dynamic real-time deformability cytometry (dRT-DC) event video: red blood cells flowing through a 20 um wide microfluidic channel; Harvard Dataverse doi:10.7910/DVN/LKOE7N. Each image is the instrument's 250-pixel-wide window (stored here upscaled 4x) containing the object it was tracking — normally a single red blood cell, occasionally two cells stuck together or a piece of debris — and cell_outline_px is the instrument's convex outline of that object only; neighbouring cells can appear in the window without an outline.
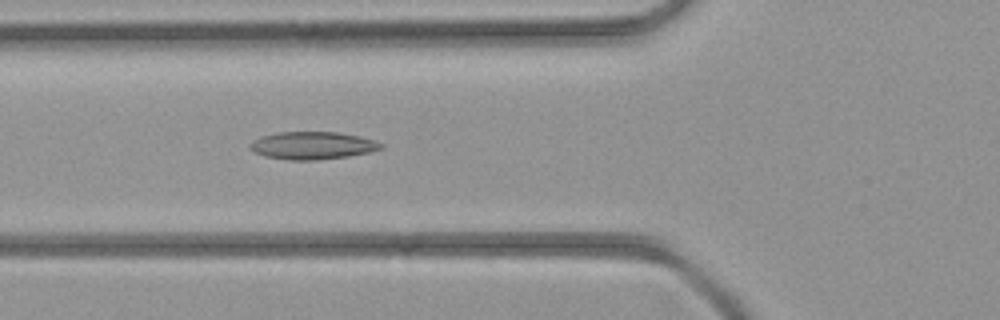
{"species": "common noctule bat (a hibernating species)", "species_latin": "Nyctalus noctula", "temperature_condition": "room temperature", "stored_images_in_passage": 33, "camera_frame_rate_fps": 3000, "um_per_image_px": 0.085, "animal": {"sex": "female", "body_mass_g": 21.9}, "frame": {"image": 1, "passage_image": 6, "time_ms": 1.667, "image_size_px": [1000, 320], "cell_outline_px": [[384, 148], [368, 152], [348, 156], [316, 160], [292, 160], [264, 156], [248, 148], [248, 144], [252, 140], [264, 136], [280, 132], [336, 132], [360, 136], [384, 144]], "centroid_in_image_um": [26.55, 12.37], "position_along_channel_um": 99.2, "area_um2": 20.92}}
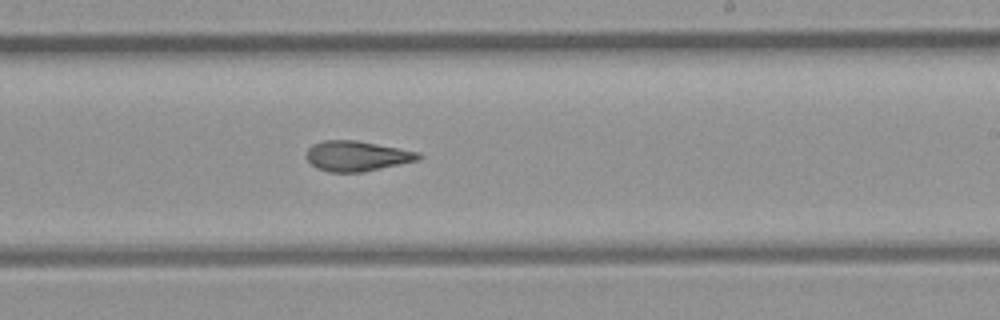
{"frame": {"image": 2, "passage_image": 16, "time_ms": 5.0, "image_size_px": [1000, 320], "cell_outline_px": [[424, 156], [420, 160], [364, 172], [332, 172], [316, 168], [304, 156], [308, 148], [312, 144], [324, 140], [356, 140], [400, 148], [420, 152]], "centroid_in_image_um": [30.36, 13.26], "position_along_channel_um": 258.6, "area_um2": 20.0}}
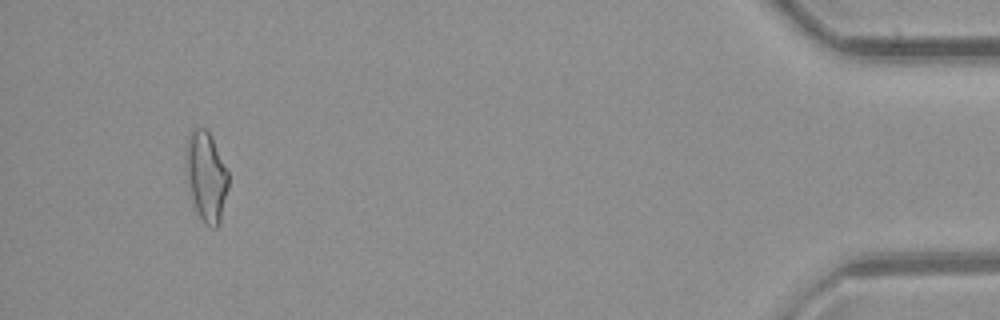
{"frame": {"image": 3, "passage_image": 31, "time_ms": 10.0, "image_size_px": [1000, 320], "cell_outline_px": [[228, 188], [220, 224], [216, 228], [212, 228], [204, 224], [196, 212], [192, 200], [188, 180], [188, 132], [192, 128], [204, 128], [208, 132], [228, 172]], "centroid_in_image_um": [17.56, 15.09], "position_along_channel_um": 417.6, "area_um2": 21.56}}